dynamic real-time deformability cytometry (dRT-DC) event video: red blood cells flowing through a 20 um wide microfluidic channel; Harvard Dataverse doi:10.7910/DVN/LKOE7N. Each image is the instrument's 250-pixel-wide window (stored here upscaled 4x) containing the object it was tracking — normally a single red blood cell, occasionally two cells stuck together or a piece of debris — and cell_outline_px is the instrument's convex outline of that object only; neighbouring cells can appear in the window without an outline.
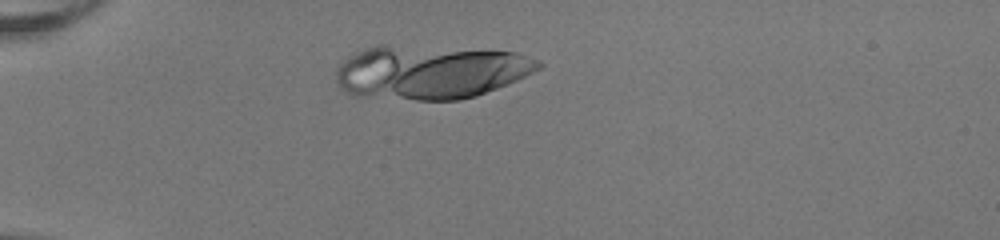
{"species": "human", "species_latin": "Homo sapiens", "temperature_condition": "room temperature", "stored_images_in_passage": 10, "camera_frame_rate_fps": 3000, "um_per_image_px": 0.085, "donor": {"sex": "female"}, "frame": {"image": 1, "passage_image": 5, "time_ms": 1.333, "image_size_px": [1000, 240], "cell_outline_px": [[544, 64], [540, 68], [508, 84], [476, 96], [460, 100], [416, 100], [356, 96], [340, 88], [336, 84], [336, 68], [348, 56], [356, 52], [376, 44], [388, 44], [516, 52], [540, 60]], "centroid_in_image_um": [36.55, 6.12], "position_along_channel_um": 48.5, "area_um2": 63.87}}